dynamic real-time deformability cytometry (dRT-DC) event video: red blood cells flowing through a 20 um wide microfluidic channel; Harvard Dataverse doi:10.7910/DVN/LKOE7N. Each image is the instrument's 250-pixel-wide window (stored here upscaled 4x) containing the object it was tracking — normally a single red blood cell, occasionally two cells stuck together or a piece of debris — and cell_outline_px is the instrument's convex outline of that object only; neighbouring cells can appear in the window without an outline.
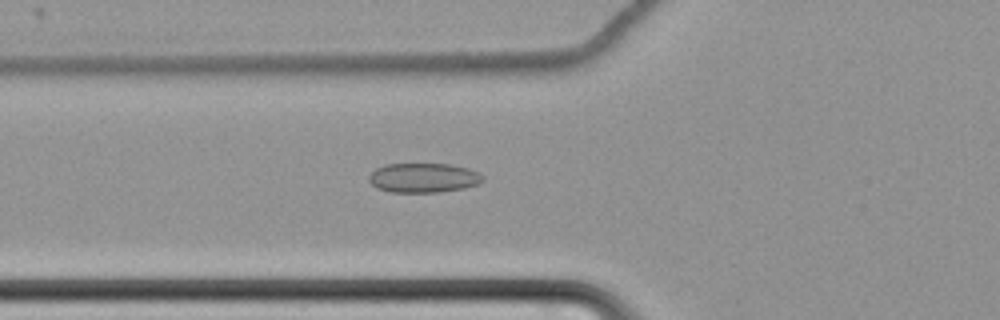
{"species": "common noctule bat (a hibernating species)", "species_latin": "Nyctalus noctula", "temperature_condition": "cold", "stored_images_in_passage": 50, "camera_frame_rate_fps": 3000, "um_per_image_px": 0.085, "animal": {"sex": "female", "body_mass_g": 22.7, "forearm_length_mm": 54.2}, "frame": {"image": 1, "passage_image": 13, "time_ms": 4.0, "image_size_px": [1000, 320], "cell_outline_px": [[484, 180], [480, 184], [464, 188], [440, 192], [392, 192], [376, 188], [368, 180], [368, 176], [376, 168], [384, 164], [448, 164], [468, 168], [480, 172], [484, 176]], "centroid_in_image_um": [36.02, 15.11], "position_along_channel_um": 89.8, "area_um2": 19.77}}
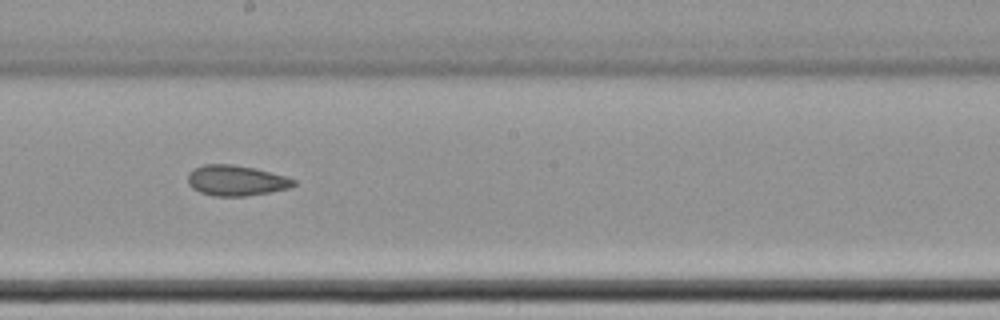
{"frame": {"image": 2, "passage_image": 25, "time_ms": 8.0, "image_size_px": [1000, 320], "cell_outline_px": [[296, 184], [288, 188], [268, 192], [244, 196], [212, 196], [200, 192], [192, 188], [188, 184], [188, 172], [204, 164], [232, 164], [256, 168], [284, 176], [296, 180]], "centroid_in_image_um": [20.04, 15.34], "position_along_channel_um": 228.2, "area_um2": 18.73}}
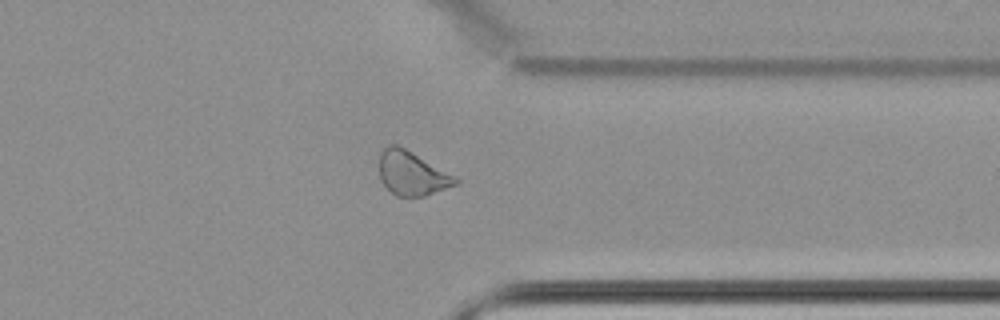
{"frame": {"image": 3, "passage_image": 38, "time_ms": 12.333, "image_size_px": [1000, 320], "cell_outline_px": [[460, 180], [456, 184], [424, 196], [396, 196], [380, 180], [380, 152], [388, 144], [396, 144], [412, 152], [456, 176]], "centroid_in_image_um": [35.0, 14.72], "position_along_channel_um": 376.4, "area_um2": 19.31}, "authors_computed_cell_mechanics": {"area_um2": 19.7965, "velocity_mm_per_s": 3.4559, "shape_relaxation_time_tau1_ms": null, "shape_relaxation_time_tau2_ms": 4.6874, "deformation_change_tau1": null, "deformation_change_tau2": 0.0911}}